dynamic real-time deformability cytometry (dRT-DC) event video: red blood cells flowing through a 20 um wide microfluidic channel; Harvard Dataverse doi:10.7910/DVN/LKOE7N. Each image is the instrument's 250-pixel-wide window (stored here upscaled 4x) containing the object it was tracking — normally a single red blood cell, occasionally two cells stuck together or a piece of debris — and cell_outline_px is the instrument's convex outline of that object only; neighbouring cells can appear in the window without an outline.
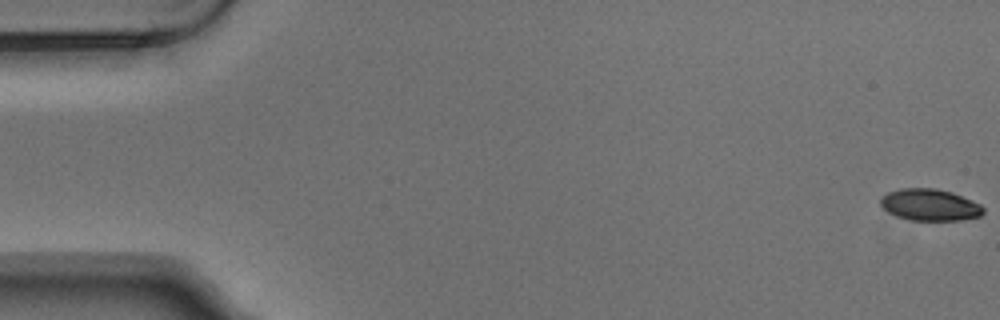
{"species": "Egyptian fruit bat (a non-hibernating species)", "species_latin": "Rousettus aegyptiacus", "temperature_condition": "warm", "stored_images_in_passage": 5, "camera_frame_rate_fps": 3000, "um_per_image_px": 0.085, "animal": {"sex": "male"}, "frame": {"image": 1, "passage_image": 1, "time_ms": 0.0, "image_size_px": [1000, 320], "cell_outline_px": [[984, 212], [980, 216], [964, 220], [912, 220], [896, 216], [888, 212], [880, 204], [880, 196], [888, 192], [900, 188], [936, 188], [952, 192], [972, 200], [980, 204], [984, 208]], "centroid_in_image_um": [79.03, 17.4], "position_along_channel_um": 6.0, "area_um2": 19.13}}
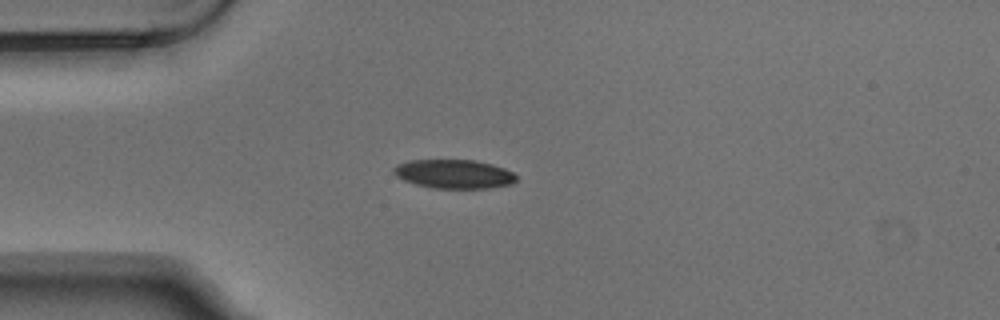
{"frame": {"image": 2, "passage_image": 5, "time_ms": 1.333, "image_size_px": [1000, 320], "cell_outline_px": [[516, 180], [512, 184], [488, 188], [432, 188], [416, 184], [404, 180], [396, 176], [392, 172], [392, 168], [396, 164], [408, 160], [476, 160], [492, 164], [504, 168], [512, 172], [516, 176]], "centroid_in_image_um": [38.56, 14.78], "position_along_channel_um": 46.4, "area_um2": 20.75}}